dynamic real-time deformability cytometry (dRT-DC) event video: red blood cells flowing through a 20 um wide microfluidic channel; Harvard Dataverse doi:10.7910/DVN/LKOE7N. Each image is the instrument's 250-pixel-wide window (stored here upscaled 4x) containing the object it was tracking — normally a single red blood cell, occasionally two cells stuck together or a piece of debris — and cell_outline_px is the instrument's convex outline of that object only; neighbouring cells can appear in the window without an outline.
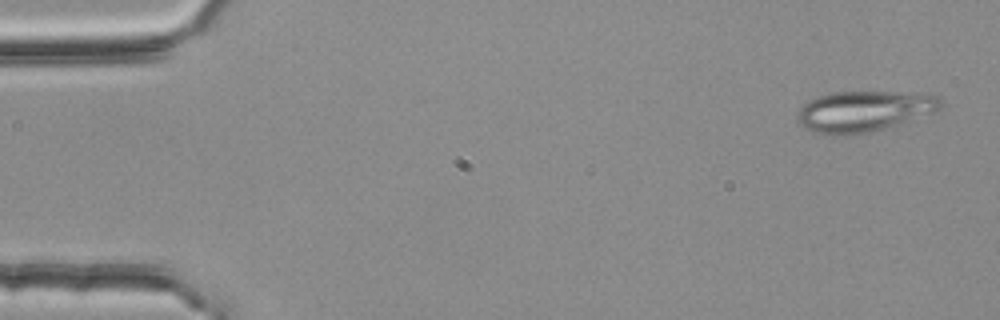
{"species": "common noctule bat (a hibernating species)", "species_latin": "Nyctalus noctula", "temperature_condition": "room temperature", "stored_images_in_passage": 53, "segment_of_instrument_passage": [1, 2], "camera_frame_rate_fps": 3000, "um_per_image_px": 0.085, "animal": {"sex": "female", "body_mass_g": 25.1}, "frame": {"image": 1, "passage_image": 2, "time_ms": 0.333, "image_size_px": [1000, 320], "cell_outline_px": [[944, 104], [936, 112], [884, 128], [868, 132], [844, 136], [824, 136], [812, 132], [804, 128], [796, 120], [796, 112], [808, 100], [816, 96], [832, 92], [900, 92], [940, 96]], "centroid_in_image_um": [73.37, 9.47], "position_along_channel_um": 11.6, "area_um2": 34.56}}